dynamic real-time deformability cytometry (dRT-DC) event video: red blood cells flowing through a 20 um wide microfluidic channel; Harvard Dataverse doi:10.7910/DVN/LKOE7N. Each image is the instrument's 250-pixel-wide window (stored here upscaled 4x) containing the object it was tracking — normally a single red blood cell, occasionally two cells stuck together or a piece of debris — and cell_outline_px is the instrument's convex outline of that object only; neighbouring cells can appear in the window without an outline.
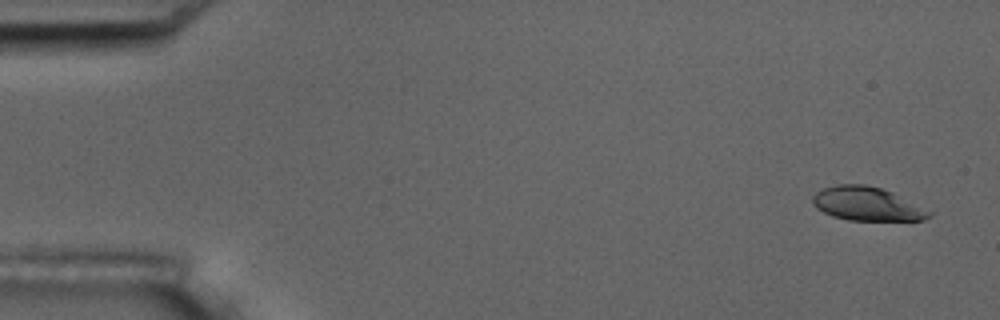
{"species": "common noctule bat (a hibernating species)", "species_latin": "Nyctalus noctula", "temperature_condition": "room temperature", "stored_images_in_passage": 5, "camera_frame_rate_fps": 3000, "um_per_image_px": 0.085, "animal": {"sex": "male", "body_mass_g": 17.5, "forearm_length_mm": 52.3}, "frame": {"image": 1, "passage_image": 1, "time_ms": 0.0, "image_size_px": [1000, 320], "cell_outline_px": [[932, 216], [924, 220], [848, 220], [832, 216], [816, 208], [812, 204], [812, 196], [816, 192], [824, 188], [836, 184], [864, 184], [880, 188], [892, 192], [932, 212]], "centroid_in_image_um": [73.66, 17.33], "position_along_channel_um": 11.3, "area_um2": 22.77}}
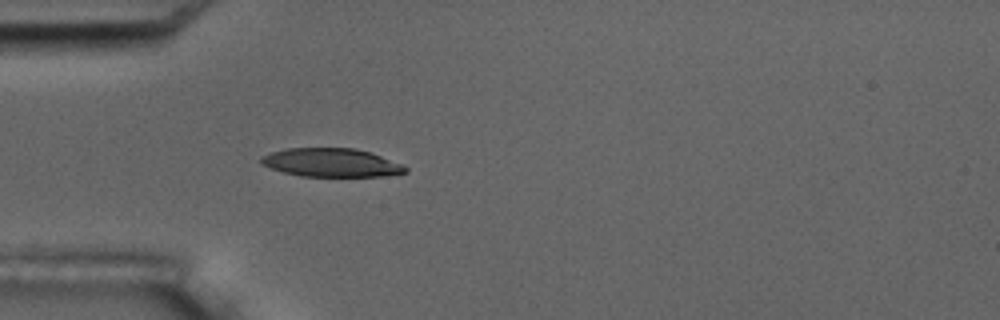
{"frame": {"image": 2, "passage_image": 5, "time_ms": 4.667, "image_size_px": [1000, 320], "cell_outline_px": [[408, 172], [380, 176], [300, 176], [284, 172], [260, 164], [260, 156], [272, 152], [288, 148], [352, 148], [372, 152], [404, 164], [408, 168]], "centroid_in_image_um": [28.19, 13.82], "position_along_channel_um": 56.8, "area_um2": 24.04}}